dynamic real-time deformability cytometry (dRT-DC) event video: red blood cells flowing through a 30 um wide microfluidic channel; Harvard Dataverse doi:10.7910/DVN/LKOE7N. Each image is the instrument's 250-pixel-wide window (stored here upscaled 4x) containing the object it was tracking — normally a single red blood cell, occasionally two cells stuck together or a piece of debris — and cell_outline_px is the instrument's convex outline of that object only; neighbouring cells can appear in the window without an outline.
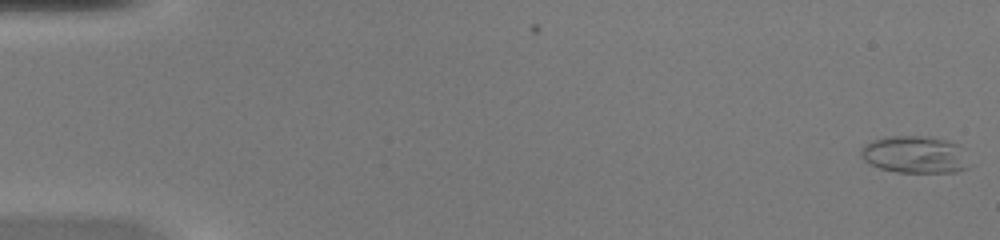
{"species": "common noctule bat (a hibernating species)", "species_latin": "Nyctalus noctula", "temperature_condition": "warm", "stored_images_in_passage": 2, "camera_frame_rate_fps": 3000, "um_per_image_px": 0.085, "animal": {"sex": "female", "body_mass_g": 20.0, "forearm_length_mm": 54.0}, "frame": {"image": 1, "passage_image": 2, "time_ms": 0.333, "image_size_px": [1000, 240], "cell_outline_px": [[968, 168], [956, 172], [896, 172], [880, 168], [864, 160], [860, 156], [860, 148], [864, 144], [872, 140], [892, 136], [924, 136], [948, 140], [956, 144]], "centroid_in_image_um": [77.66, 13.14], "position_along_channel_um": 7.3, "area_um2": 23.0}}